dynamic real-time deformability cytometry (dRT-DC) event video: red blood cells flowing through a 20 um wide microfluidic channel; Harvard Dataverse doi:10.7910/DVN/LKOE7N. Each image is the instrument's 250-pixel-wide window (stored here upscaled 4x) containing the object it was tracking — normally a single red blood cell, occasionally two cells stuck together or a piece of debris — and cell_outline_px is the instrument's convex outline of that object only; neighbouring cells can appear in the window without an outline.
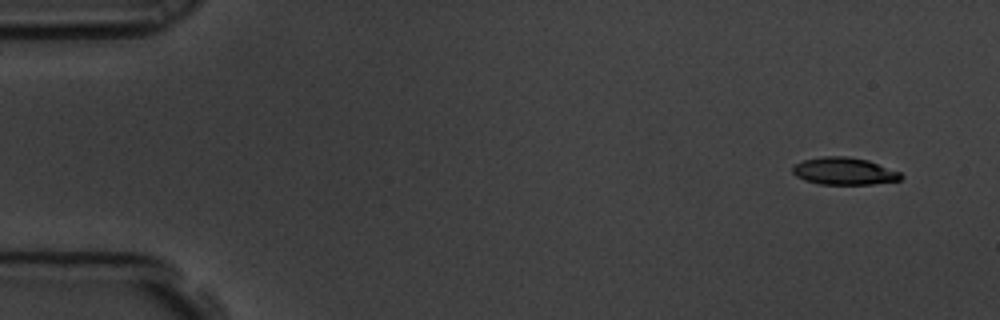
{"species": "common noctule bat (a hibernating species)", "species_latin": "Nyctalus noctula", "temperature_condition": "room temperature", "stored_images_in_passage": 6, "camera_frame_rate_fps": 3000, "um_per_image_px": 0.085, "animal": {"sex": "male", "body_mass_g": 19.5, "forearm_length_mm": 54.6}, "frame": {"image": 1, "passage_image": 1, "time_ms": 0.0, "image_size_px": [1000, 320], "cell_outline_px": [[904, 176], [900, 180], [872, 184], [820, 184], [804, 180], [796, 176], [792, 172], [792, 168], [796, 164], [804, 160], [824, 156], [848, 156], [868, 160], [900, 172]], "centroid_in_image_um": [71.76, 14.55], "position_along_channel_um": 13.2, "area_um2": 17.17}}
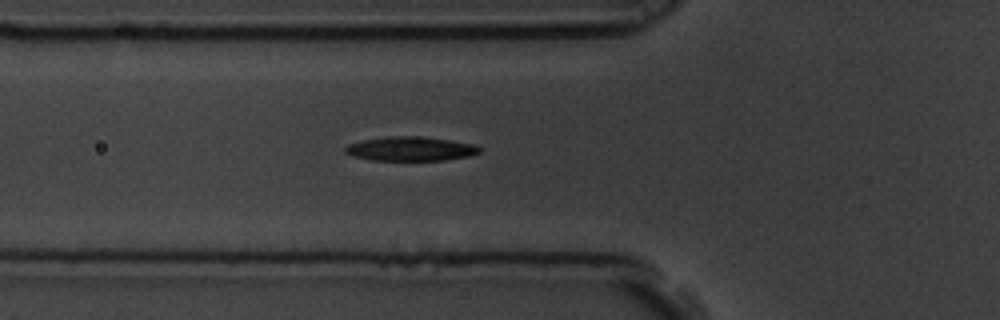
{"frame": {"image": 2, "passage_image": 6, "time_ms": 1.667, "image_size_px": [1000, 320], "cell_outline_px": [[480, 152], [468, 156], [444, 160], [372, 160], [352, 156], [344, 152], [344, 148], [348, 144], [364, 140], [388, 136], [420, 136], [448, 140], [472, 144], [480, 148]], "centroid_in_image_um": [34.85, 12.65], "position_along_channel_um": 91.0, "area_um2": 18.73}}